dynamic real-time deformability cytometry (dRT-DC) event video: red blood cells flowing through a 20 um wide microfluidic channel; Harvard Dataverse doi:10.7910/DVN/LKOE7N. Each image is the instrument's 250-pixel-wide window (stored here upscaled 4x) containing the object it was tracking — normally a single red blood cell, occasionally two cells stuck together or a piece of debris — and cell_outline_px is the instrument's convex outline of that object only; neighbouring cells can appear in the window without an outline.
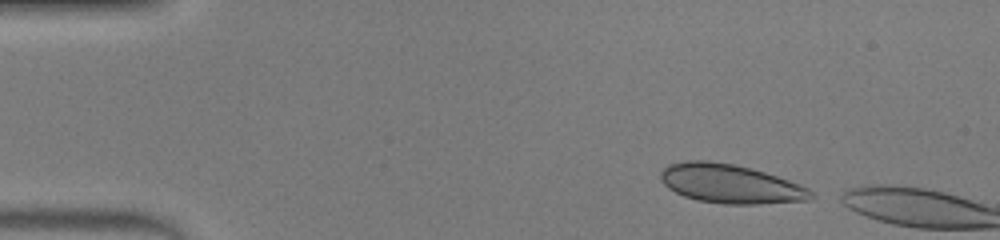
{"species": "human", "species_latin": "Homo sapiens", "temperature_condition": "warm", "stored_images_in_passage": 3, "camera_frame_rate_fps": 3000, "um_per_image_px": 0.085, "donor": {"sex": "male"}, "frame": {"image": 1, "passage_image": 1, "time_ms": 0.0, "image_size_px": [1000, 240], "cell_outline_px": [[816, 196], [808, 200], [756, 204], [724, 204], [696, 200], [684, 196], [668, 188], [660, 180], [660, 172], [668, 164], [684, 160], [708, 160], [736, 164], [752, 168], [800, 184], [808, 188]], "centroid_in_image_um": [62.05, 15.61], "position_along_channel_um": 22.9, "area_um2": 34.33}}